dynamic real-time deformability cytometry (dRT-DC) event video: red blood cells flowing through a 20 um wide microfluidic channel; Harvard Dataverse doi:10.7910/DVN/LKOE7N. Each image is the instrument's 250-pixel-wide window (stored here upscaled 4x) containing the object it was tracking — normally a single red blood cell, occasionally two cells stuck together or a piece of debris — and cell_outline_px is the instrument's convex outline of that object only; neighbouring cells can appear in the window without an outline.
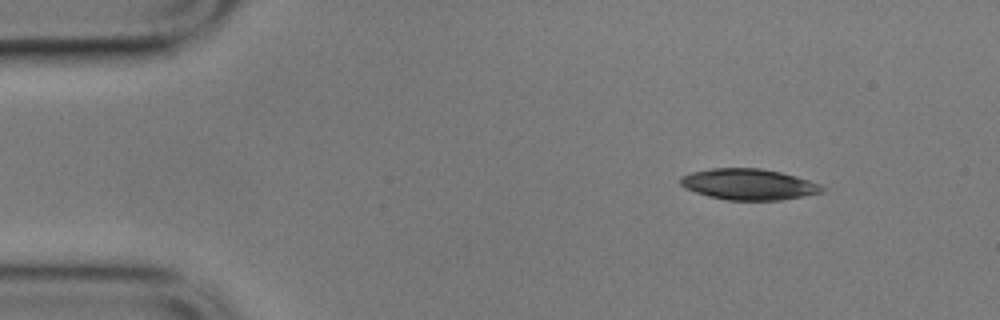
{"species": "common noctule bat (a hibernating species)", "species_latin": "Nyctalus noctula", "temperature_condition": "cold", "stored_images_in_passage": 5, "segment_of_instrument_passage": [1, 2], "camera_frame_rate_fps": 3000, "um_per_image_px": 0.085, "animal": {"sex": "male", "body_mass_g": 17.9}, "frame": {"image": 1, "passage_image": 1, "time_ms": 0.0, "image_size_px": [1000, 320], "cell_outline_px": [[828, 188], [824, 192], [780, 200], [728, 200], [708, 196], [684, 188], [680, 184], [680, 176], [692, 172], [712, 168], [760, 168], [780, 172], [796, 176], [820, 184]], "centroid_in_image_um": [63.65, 15.67], "position_along_channel_um": 21.4, "area_um2": 25.66}}